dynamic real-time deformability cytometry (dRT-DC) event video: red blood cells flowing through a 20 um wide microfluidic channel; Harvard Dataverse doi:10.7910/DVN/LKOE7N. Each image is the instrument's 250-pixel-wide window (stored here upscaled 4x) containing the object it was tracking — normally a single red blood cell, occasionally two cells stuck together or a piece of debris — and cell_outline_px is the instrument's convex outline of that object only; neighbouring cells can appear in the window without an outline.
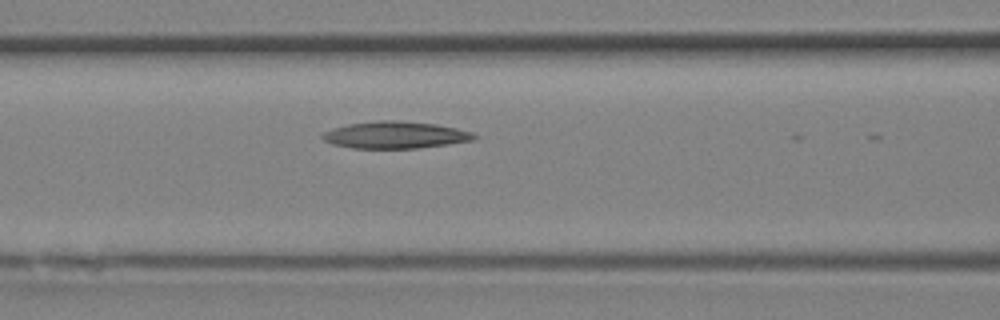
{"species": "Egyptian fruit bat (a non-hibernating species)", "species_latin": "Rousettus aegyptiacus", "temperature_condition": "room temperature", "stored_images_in_passage": 10, "camera_frame_rate_fps": 3000, "um_per_image_px": 0.085, "animal": {"sex": "female"}, "frame": {"image": 1, "passage_image": 4, "time_ms": 1.0, "image_size_px": [1000, 320], "cell_outline_px": [[480, 136], [476, 140], [448, 144], [416, 148], [352, 148], [332, 144], [324, 140], [320, 136], [324, 132], [332, 128], [348, 124], [380, 120], [396, 120], [436, 124], [456, 128], [472, 132]], "centroid_in_image_um": [33.62, 11.47], "position_along_channel_um": 133.0, "area_um2": 23.93}}
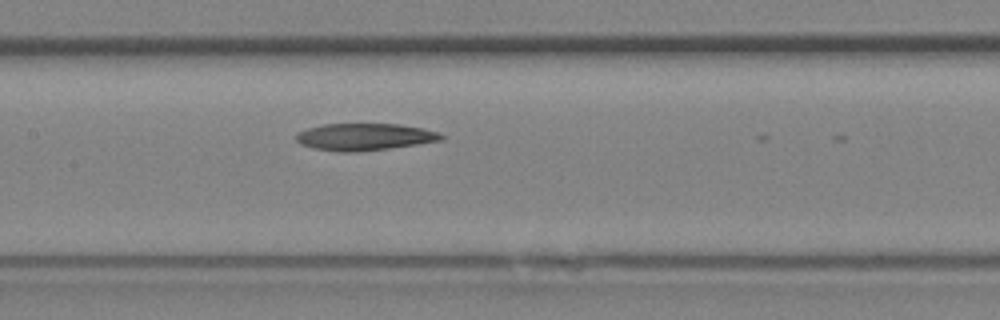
{"frame": {"image": 2, "passage_image": 6, "time_ms": 1.667, "image_size_px": [1000, 320], "cell_outline_px": [[444, 140], [388, 148], [356, 152], [336, 152], [312, 148], [300, 144], [296, 140], [296, 132], [308, 128], [324, 124], [400, 124], [440, 132], [444, 136]], "centroid_in_image_um": [30.96, 11.64], "position_along_channel_um": 176.4, "area_um2": 22.89}}
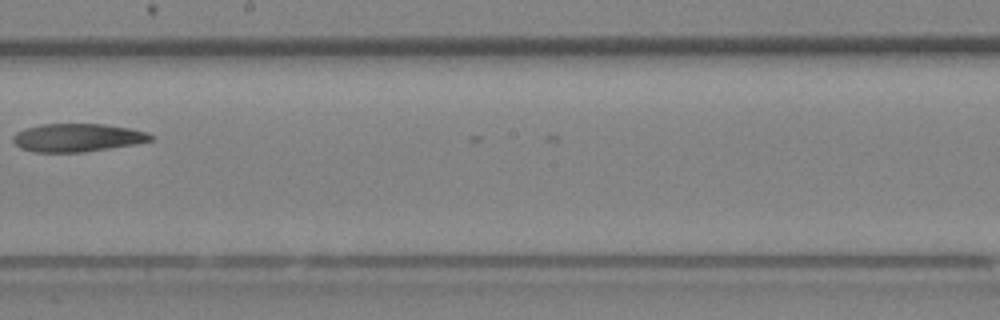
{"frame": {"image": 3, "passage_image": 9, "time_ms": 2.667, "image_size_px": [1000, 320], "cell_outline_px": [[156, 140], [136, 144], [84, 152], [32, 152], [20, 148], [12, 140], [12, 136], [16, 132], [40, 124], [104, 124], [128, 128], [148, 132], [156, 136]], "centroid_in_image_um": [6.62, 11.7], "position_along_channel_um": 241.6, "area_um2": 22.77}}